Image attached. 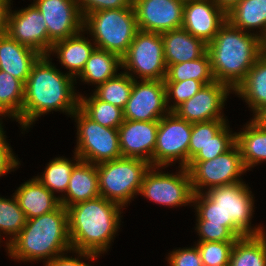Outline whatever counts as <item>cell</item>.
Here are the masks:
<instances>
[{
  "label": "cell",
  "mask_w": 266,
  "mask_h": 266,
  "mask_svg": "<svg viewBox=\"0 0 266 266\" xmlns=\"http://www.w3.org/2000/svg\"><path fill=\"white\" fill-rule=\"evenodd\" d=\"M81 31L75 36L53 43L48 56L57 55L59 63L67 70V74L76 79L82 72L85 63L96 48L94 42H90L88 36L85 38Z\"/></svg>",
  "instance_id": "cell-21"
},
{
  "label": "cell",
  "mask_w": 266,
  "mask_h": 266,
  "mask_svg": "<svg viewBox=\"0 0 266 266\" xmlns=\"http://www.w3.org/2000/svg\"><path fill=\"white\" fill-rule=\"evenodd\" d=\"M230 266H266V232L238 238L230 255Z\"/></svg>",
  "instance_id": "cell-29"
},
{
  "label": "cell",
  "mask_w": 266,
  "mask_h": 266,
  "mask_svg": "<svg viewBox=\"0 0 266 266\" xmlns=\"http://www.w3.org/2000/svg\"><path fill=\"white\" fill-rule=\"evenodd\" d=\"M11 4L10 0H0V35L7 33L8 15Z\"/></svg>",
  "instance_id": "cell-45"
},
{
  "label": "cell",
  "mask_w": 266,
  "mask_h": 266,
  "mask_svg": "<svg viewBox=\"0 0 266 266\" xmlns=\"http://www.w3.org/2000/svg\"><path fill=\"white\" fill-rule=\"evenodd\" d=\"M191 132L192 123L178 117L174 112L163 116L158 121L153 166L168 167L179 161L178 167L186 168Z\"/></svg>",
  "instance_id": "cell-12"
},
{
  "label": "cell",
  "mask_w": 266,
  "mask_h": 266,
  "mask_svg": "<svg viewBox=\"0 0 266 266\" xmlns=\"http://www.w3.org/2000/svg\"><path fill=\"white\" fill-rule=\"evenodd\" d=\"M79 109L104 127L118 129L124 121L123 109L101 101L93 93L89 97L80 94Z\"/></svg>",
  "instance_id": "cell-32"
},
{
  "label": "cell",
  "mask_w": 266,
  "mask_h": 266,
  "mask_svg": "<svg viewBox=\"0 0 266 266\" xmlns=\"http://www.w3.org/2000/svg\"><path fill=\"white\" fill-rule=\"evenodd\" d=\"M164 82L166 87L167 106L170 112H173L182 103L193 97L204 86L202 82L194 79ZM172 102L173 104H171Z\"/></svg>",
  "instance_id": "cell-38"
},
{
  "label": "cell",
  "mask_w": 266,
  "mask_h": 266,
  "mask_svg": "<svg viewBox=\"0 0 266 266\" xmlns=\"http://www.w3.org/2000/svg\"><path fill=\"white\" fill-rule=\"evenodd\" d=\"M138 29L163 33L182 27L184 2L178 0H133Z\"/></svg>",
  "instance_id": "cell-16"
},
{
  "label": "cell",
  "mask_w": 266,
  "mask_h": 266,
  "mask_svg": "<svg viewBox=\"0 0 266 266\" xmlns=\"http://www.w3.org/2000/svg\"><path fill=\"white\" fill-rule=\"evenodd\" d=\"M121 62V69L134 80H164L167 65L161 34L139 30Z\"/></svg>",
  "instance_id": "cell-9"
},
{
  "label": "cell",
  "mask_w": 266,
  "mask_h": 266,
  "mask_svg": "<svg viewBox=\"0 0 266 266\" xmlns=\"http://www.w3.org/2000/svg\"><path fill=\"white\" fill-rule=\"evenodd\" d=\"M32 3L42 13L52 43L83 31V17L76 0H33Z\"/></svg>",
  "instance_id": "cell-17"
},
{
  "label": "cell",
  "mask_w": 266,
  "mask_h": 266,
  "mask_svg": "<svg viewBox=\"0 0 266 266\" xmlns=\"http://www.w3.org/2000/svg\"><path fill=\"white\" fill-rule=\"evenodd\" d=\"M120 68H122V62L118 55L95 48L77 78H80L83 83L94 84L97 87L115 77Z\"/></svg>",
  "instance_id": "cell-28"
},
{
  "label": "cell",
  "mask_w": 266,
  "mask_h": 266,
  "mask_svg": "<svg viewBox=\"0 0 266 266\" xmlns=\"http://www.w3.org/2000/svg\"><path fill=\"white\" fill-rule=\"evenodd\" d=\"M164 59L167 68L202 57L207 52V44L187 32L183 27L161 33Z\"/></svg>",
  "instance_id": "cell-20"
},
{
  "label": "cell",
  "mask_w": 266,
  "mask_h": 266,
  "mask_svg": "<svg viewBox=\"0 0 266 266\" xmlns=\"http://www.w3.org/2000/svg\"><path fill=\"white\" fill-rule=\"evenodd\" d=\"M70 117L77 124V145L74 151L81 161L99 164L122 157L118 129L100 125L79 108Z\"/></svg>",
  "instance_id": "cell-8"
},
{
  "label": "cell",
  "mask_w": 266,
  "mask_h": 266,
  "mask_svg": "<svg viewBox=\"0 0 266 266\" xmlns=\"http://www.w3.org/2000/svg\"><path fill=\"white\" fill-rule=\"evenodd\" d=\"M166 259L169 266H203L196 243L189 248L170 251Z\"/></svg>",
  "instance_id": "cell-41"
},
{
  "label": "cell",
  "mask_w": 266,
  "mask_h": 266,
  "mask_svg": "<svg viewBox=\"0 0 266 266\" xmlns=\"http://www.w3.org/2000/svg\"><path fill=\"white\" fill-rule=\"evenodd\" d=\"M207 53L215 81L234 91L262 55L261 40L226 21L207 44Z\"/></svg>",
  "instance_id": "cell-5"
},
{
  "label": "cell",
  "mask_w": 266,
  "mask_h": 266,
  "mask_svg": "<svg viewBox=\"0 0 266 266\" xmlns=\"http://www.w3.org/2000/svg\"><path fill=\"white\" fill-rule=\"evenodd\" d=\"M0 116L2 117V118H0V134L1 133H3L4 132V125L2 126V123H3V121H2V119H3V116L0 114Z\"/></svg>",
  "instance_id": "cell-49"
},
{
  "label": "cell",
  "mask_w": 266,
  "mask_h": 266,
  "mask_svg": "<svg viewBox=\"0 0 266 266\" xmlns=\"http://www.w3.org/2000/svg\"><path fill=\"white\" fill-rule=\"evenodd\" d=\"M158 121L125 120L118 128L122 157L142 159L153 166Z\"/></svg>",
  "instance_id": "cell-18"
},
{
  "label": "cell",
  "mask_w": 266,
  "mask_h": 266,
  "mask_svg": "<svg viewBox=\"0 0 266 266\" xmlns=\"http://www.w3.org/2000/svg\"><path fill=\"white\" fill-rule=\"evenodd\" d=\"M83 31L96 48L122 58L139 31L133 7L92 12L83 17ZM87 31V32H86ZM94 37V38H93Z\"/></svg>",
  "instance_id": "cell-6"
},
{
  "label": "cell",
  "mask_w": 266,
  "mask_h": 266,
  "mask_svg": "<svg viewBox=\"0 0 266 266\" xmlns=\"http://www.w3.org/2000/svg\"><path fill=\"white\" fill-rule=\"evenodd\" d=\"M186 79H194L202 82L204 85L215 81L212 74L210 57L207 52L198 59L171 64L167 68L164 81H184Z\"/></svg>",
  "instance_id": "cell-33"
},
{
  "label": "cell",
  "mask_w": 266,
  "mask_h": 266,
  "mask_svg": "<svg viewBox=\"0 0 266 266\" xmlns=\"http://www.w3.org/2000/svg\"><path fill=\"white\" fill-rule=\"evenodd\" d=\"M79 11L84 17L96 11L133 7V0H76Z\"/></svg>",
  "instance_id": "cell-42"
},
{
  "label": "cell",
  "mask_w": 266,
  "mask_h": 266,
  "mask_svg": "<svg viewBox=\"0 0 266 266\" xmlns=\"http://www.w3.org/2000/svg\"><path fill=\"white\" fill-rule=\"evenodd\" d=\"M227 21L226 14L212 0H187L182 27L191 35L210 43Z\"/></svg>",
  "instance_id": "cell-19"
},
{
  "label": "cell",
  "mask_w": 266,
  "mask_h": 266,
  "mask_svg": "<svg viewBox=\"0 0 266 266\" xmlns=\"http://www.w3.org/2000/svg\"><path fill=\"white\" fill-rule=\"evenodd\" d=\"M48 55H41L33 64L24 84L21 128L27 131L42 115L60 111L72 115L79 108L80 93L76 79L63 73Z\"/></svg>",
  "instance_id": "cell-1"
},
{
  "label": "cell",
  "mask_w": 266,
  "mask_h": 266,
  "mask_svg": "<svg viewBox=\"0 0 266 266\" xmlns=\"http://www.w3.org/2000/svg\"><path fill=\"white\" fill-rule=\"evenodd\" d=\"M232 132L229 124H227L190 161L211 160L228 151L236 143V132Z\"/></svg>",
  "instance_id": "cell-39"
},
{
  "label": "cell",
  "mask_w": 266,
  "mask_h": 266,
  "mask_svg": "<svg viewBox=\"0 0 266 266\" xmlns=\"http://www.w3.org/2000/svg\"><path fill=\"white\" fill-rule=\"evenodd\" d=\"M228 124L227 119H216L192 123V132L188 148L189 161Z\"/></svg>",
  "instance_id": "cell-36"
},
{
  "label": "cell",
  "mask_w": 266,
  "mask_h": 266,
  "mask_svg": "<svg viewBox=\"0 0 266 266\" xmlns=\"http://www.w3.org/2000/svg\"><path fill=\"white\" fill-rule=\"evenodd\" d=\"M230 93H233V90L228 85L214 81L204 85L173 112L190 123L226 119L222 111Z\"/></svg>",
  "instance_id": "cell-15"
},
{
  "label": "cell",
  "mask_w": 266,
  "mask_h": 266,
  "mask_svg": "<svg viewBox=\"0 0 266 266\" xmlns=\"http://www.w3.org/2000/svg\"><path fill=\"white\" fill-rule=\"evenodd\" d=\"M252 119L266 129V106L263 107Z\"/></svg>",
  "instance_id": "cell-47"
},
{
  "label": "cell",
  "mask_w": 266,
  "mask_h": 266,
  "mask_svg": "<svg viewBox=\"0 0 266 266\" xmlns=\"http://www.w3.org/2000/svg\"><path fill=\"white\" fill-rule=\"evenodd\" d=\"M40 56L37 51L19 44L7 33L0 35V70L18 78L24 84Z\"/></svg>",
  "instance_id": "cell-22"
},
{
  "label": "cell",
  "mask_w": 266,
  "mask_h": 266,
  "mask_svg": "<svg viewBox=\"0 0 266 266\" xmlns=\"http://www.w3.org/2000/svg\"><path fill=\"white\" fill-rule=\"evenodd\" d=\"M150 167L147 161L126 157L96 164L100 196L121 207L130 204Z\"/></svg>",
  "instance_id": "cell-7"
},
{
  "label": "cell",
  "mask_w": 266,
  "mask_h": 266,
  "mask_svg": "<svg viewBox=\"0 0 266 266\" xmlns=\"http://www.w3.org/2000/svg\"><path fill=\"white\" fill-rule=\"evenodd\" d=\"M24 102V83L11 74L0 70V114L13 118L21 125Z\"/></svg>",
  "instance_id": "cell-30"
},
{
  "label": "cell",
  "mask_w": 266,
  "mask_h": 266,
  "mask_svg": "<svg viewBox=\"0 0 266 266\" xmlns=\"http://www.w3.org/2000/svg\"><path fill=\"white\" fill-rule=\"evenodd\" d=\"M100 196L96 164L80 161L72 170L68 188L60 203L66 209L76 203Z\"/></svg>",
  "instance_id": "cell-24"
},
{
  "label": "cell",
  "mask_w": 266,
  "mask_h": 266,
  "mask_svg": "<svg viewBox=\"0 0 266 266\" xmlns=\"http://www.w3.org/2000/svg\"><path fill=\"white\" fill-rule=\"evenodd\" d=\"M253 196L244 181L216 186L204 193H194L192 205L196 211V220L224 225L237 238L263 234L266 232L263 226H251L255 209Z\"/></svg>",
  "instance_id": "cell-2"
},
{
  "label": "cell",
  "mask_w": 266,
  "mask_h": 266,
  "mask_svg": "<svg viewBox=\"0 0 266 266\" xmlns=\"http://www.w3.org/2000/svg\"><path fill=\"white\" fill-rule=\"evenodd\" d=\"M134 79L127 73H118L105 83L99 84L93 94L103 102L110 103L124 109L129 100Z\"/></svg>",
  "instance_id": "cell-34"
},
{
  "label": "cell",
  "mask_w": 266,
  "mask_h": 266,
  "mask_svg": "<svg viewBox=\"0 0 266 266\" xmlns=\"http://www.w3.org/2000/svg\"><path fill=\"white\" fill-rule=\"evenodd\" d=\"M260 40H261V51H262V54H266V32L260 38Z\"/></svg>",
  "instance_id": "cell-48"
},
{
  "label": "cell",
  "mask_w": 266,
  "mask_h": 266,
  "mask_svg": "<svg viewBox=\"0 0 266 266\" xmlns=\"http://www.w3.org/2000/svg\"><path fill=\"white\" fill-rule=\"evenodd\" d=\"M6 250L18 262L44 260V264L65 252L70 253L67 209L60 205L52 212L28 219Z\"/></svg>",
  "instance_id": "cell-4"
},
{
  "label": "cell",
  "mask_w": 266,
  "mask_h": 266,
  "mask_svg": "<svg viewBox=\"0 0 266 266\" xmlns=\"http://www.w3.org/2000/svg\"><path fill=\"white\" fill-rule=\"evenodd\" d=\"M241 130L236 132V145L246 169L251 170L266 161V129L250 119Z\"/></svg>",
  "instance_id": "cell-26"
},
{
  "label": "cell",
  "mask_w": 266,
  "mask_h": 266,
  "mask_svg": "<svg viewBox=\"0 0 266 266\" xmlns=\"http://www.w3.org/2000/svg\"><path fill=\"white\" fill-rule=\"evenodd\" d=\"M72 254L75 253L76 257H70L67 255L68 252H65L61 255L56 256L53 260L49 261L48 263L44 264L45 266H87L89 264L82 261L84 259L89 261H95L98 256L85 252V251H77V250H71ZM82 258V259H81ZM84 258V259H83Z\"/></svg>",
  "instance_id": "cell-44"
},
{
  "label": "cell",
  "mask_w": 266,
  "mask_h": 266,
  "mask_svg": "<svg viewBox=\"0 0 266 266\" xmlns=\"http://www.w3.org/2000/svg\"><path fill=\"white\" fill-rule=\"evenodd\" d=\"M169 112L164 80H134L123 109L125 120L159 121Z\"/></svg>",
  "instance_id": "cell-13"
},
{
  "label": "cell",
  "mask_w": 266,
  "mask_h": 266,
  "mask_svg": "<svg viewBox=\"0 0 266 266\" xmlns=\"http://www.w3.org/2000/svg\"><path fill=\"white\" fill-rule=\"evenodd\" d=\"M27 220L56 210L60 198L50 192L35 176L22 183L13 193Z\"/></svg>",
  "instance_id": "cell-23"
},
{
  "label": "cell",
  "mask_w": 266,
  "mask_h": 266,
  "mask_svg": "<svg viewBox=\"0 0 266 266\" xmlns=\"http://www.w3.org/2000/svg\"><path fill=\"white\" fill-rule=\"evenodd\" d=\"M226 17L234 27L261 38L266 32V0H241Z\"/></svg>",
  "instance_id": "cell-27"
},
{
  "label": "cell",
  "mask_w": 266,
  "mask_h": 266,
  "mask_svg": "<svg viewBox=\"0 0 266 266\" xmlns=\"http://www.w3.org/2000/svg\"><path fill=\"white\" fill-rule=\"evenodd\" d=\"M73 154V160L64 156L55 157L48 162L42 175L35 176L54 195L62 193L58 196L59 198L65 194L68 188L72 170L81 161L75 152Z\"/></svg>",
  "instance_id": "cell-31"
},
{
  "label": "cell",
  "mask_w": 266,
  "mask_h": 266,
  "mask_svg": "<svg viewBox=\"0 0 266 266\" xmlns=\"http://www.w3.org/2000/svg\"><path fill=\"white\" fill-rule=\"evenodd\" d=\"M5 132L0 134V177L6 175V173L18 169L20 161L14 155L10 144L6 141Z\"/></svg>",
  "instance_id": "cell-43"
},
{
  "label": "cell",
  "mask_w": 266,
  "mask_h": 266,
  "mask_svg": "<svg viewBox=\"0 0 266 266\" xmlns=\"http://www.w3.org/2000/svg\"><path fill=\"white\" fill-rule=\"evenodd\" d=\"M233 93L245 100L253 111V117L266 106V54L255 61Z\"/></svg>",
  "instance_id": "cell-25"
},
{
  "label": "cell",
  "mask_w": 266,
  "mask_h": 266,
  "mask_svg": "<svg viewBox=\"0 0 266 266\" xmlns=\"http://www.w3.org/2000/svg\"><path fill=\"white\" fill-rule=\"evenodd\" d=\"M166 167L151 166L145 173L139 195L162 206H193L194 191L189 171L180 167L176 173L161 171ZM169 173V174H168Z\"/></svg>",
  "instance_id": "cell-10"
},
{
  "label": "cell",
  "mask_w": 266,
  "mask_h": 266,
  "mask_svg": "<svg viewBox=\"0 0 266 266\" xmlns=\"http://www.w3.org/2000/svg\"><path fill=\"white\" fill-rule=\"evenodd\" d=\"M7 34L19 44L25 45L41 55H48L53 45L48 38L45 19L33 3L21 10H11L10 8Z\"/></svg>",
  "instance_id": "cell-14"
},
{
  "label": "cell",
  "mask_w": 266,
  "mask_h": 266,
  "mask_svg": "<svg viewBox=\"0 0 266 266\" xmlns=\"http://www.w3.org/2000/svg\"><path fill=\"white\" fill-rule=\"evenodd\" d=\"M123 209L102 196L69 206L71 248L96 256L106 253L119 231Z\"/></svg>",
  "instance_id": "cell-3"
},
{
  "label": "cell",
  "mask_w": 266,
  "mask_h": 266,
  "mask_svg": "<svg viewBox=\"0 0 266 266\" xmlns=\"http://www.w3.org/2000/svg\"><path fill=\"white\" fill-rule=\"evenodd\" d=\"M225 14L230 12L241 0H212Z\"/></svg>",
  "instance_id": "cell-46"
},
{
  "label": "cell",
  "mask_w": 266,
  "mask_h": 266,
  "mask_svg": "<svg viewBox=\"0 0 266 266\" xmlns=\"http://www.w3.org/2000/svg\"><path fill=\"white\" fill-rule=\"evenodd\" d=\"M235 241L226 242H197V248L203 266H224L229 265L230 255Z\"/></svg>",
  "instance_id": "cell-37"
},
{
  "label": "cell",
  "mask_w": 266,
  "mask_h": 266,
  "mask_svg": "<svg viewBox=\"0 0 266 266\" xmlns=\"http://www.w3.org/2000/svg\"><path fill=\"white\" fill-rule=\"evenodd\" d=\"M186 169L189 171L194 193H204L206 189L216 186L243 182L241 175L248 171L236 143L214 159L189 161Z\"/></svg>",
  "instance_id": "cell-11"
},
{
  "label": "cell",
  "mask_w": 266,
  "mask_h": 266,
  "mask_svg": "<svg viewBox=\"0 0 266 266\" xmlns=\"http://www.w3.org/2000/svg\"><path fill=\"white\" fill-rule=\"evenodd\" d=\"M198 241L209 242H226L236 241L238 238L224 225L207 224V220H196Z\"/></svg>",
  "instance_id": "cell-40"
},
{
  "label": "cell",
  "mask_w": 266,
  "mask_h": 266,
  "mask_svg": "<svg viewBox=\"0 0 266 266\" xmlns=\"http://www.w3.org/2000/svg\"><path fill=\"white\" fill-rule=\"evenodd\" d=\"M27 222L26 215L20 208L16 197H0V238L6 235L5 247L21 232ZM3 232V233H2Z\"/></svg>",
  "instance_id": "cell-35"
}]
</instances>
